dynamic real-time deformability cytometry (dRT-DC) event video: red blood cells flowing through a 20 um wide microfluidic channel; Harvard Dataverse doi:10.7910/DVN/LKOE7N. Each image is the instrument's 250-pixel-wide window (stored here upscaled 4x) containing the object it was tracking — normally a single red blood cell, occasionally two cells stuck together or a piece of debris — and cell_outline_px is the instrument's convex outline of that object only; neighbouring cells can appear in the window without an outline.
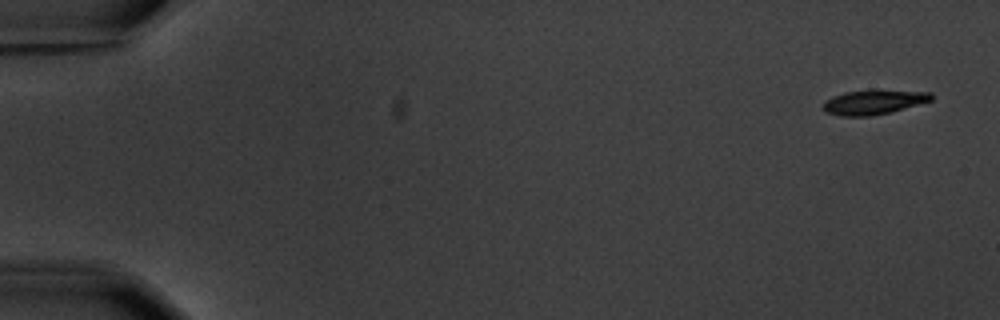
{"species": "common noctule bat (a hibernating species)", "species_latin": "Nyctalus noctula", "temperature_condition": "warm", "stored_images_in_passage": 15, "camera_frame_rate_fps": 3000, "um_per_image_px": 0.085, "animal": {"sex": "male", "body_mass_g": 20.1, "forearm_length_mm": 53.5}, "frame": {"image": 1, "passage_image": 1, "time_ms": 0.0, "image_size_px": [1000, 320], "cell_outline_px": [[932, 100], [892, 112], [868, 116], [840, 116], [824, 112], [824, 100], [832, 96], [844, 92], [872, 88], [932, 92]], "centroid_in_image_um": [74.26, 8.65], "position_along_channel_um": 10.7, "area_um2": 16.01}}
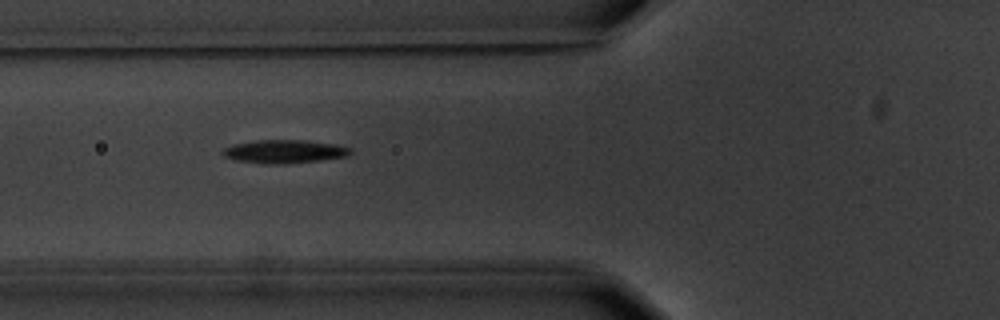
{"frame": {"image": 2, "passage_image": 6, "time_ms": 6.667, "image_size_px": [1000, 320], "cell_outline_px": [[352, 152], [348, 156], [320, 160], [280, 164], [264, 164], [236, 160], [224, 156], [220, 152], [224, 148], [232, 144], [256, 140], [304, 140], [336, 144], [352, 148]], "centroid_in_image_um": [24.16, 12.87], "position_along_channel_um": 101.6, "area_um2": 17.46}}
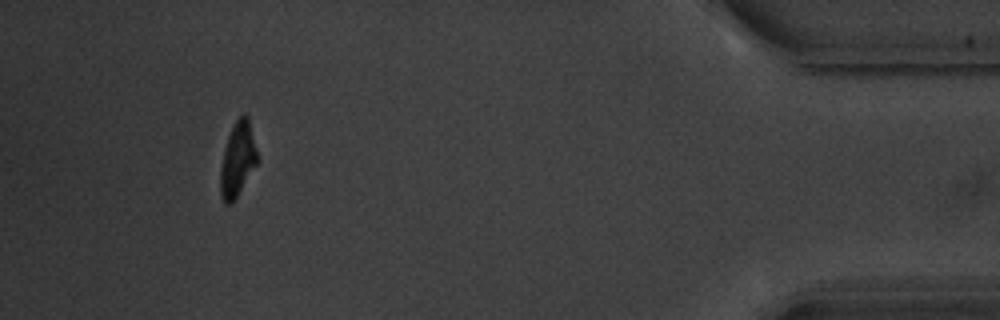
{"frame": {"image": 3, "passage_image": 14, "time_ms": 17.0, "image_size_px": [1000, 320], "cell_outline_px": [[260, 160], [236, 196], [228, 204], [224, 204], [220, 196], [220, 168], [224, 148], [228, 136], [236, 120], [244, 112], [248, 116], [260, 156]], "centroid_in_image_um": [20.23, 13.51], "position_along_channel_um": 415.0, "area_um2": 16.24}, "authors_computed_cell_mechanics": {"area_um2": 16.6464, "velocity_mm_per_s": 3.5884, "shape_relaxation_time_tau1_ms": 5.1591, "shape_relaxation_time_tau2_ms": null, "deformation_change_tau1": 0.1736, "deformation_change_tau2": null}}